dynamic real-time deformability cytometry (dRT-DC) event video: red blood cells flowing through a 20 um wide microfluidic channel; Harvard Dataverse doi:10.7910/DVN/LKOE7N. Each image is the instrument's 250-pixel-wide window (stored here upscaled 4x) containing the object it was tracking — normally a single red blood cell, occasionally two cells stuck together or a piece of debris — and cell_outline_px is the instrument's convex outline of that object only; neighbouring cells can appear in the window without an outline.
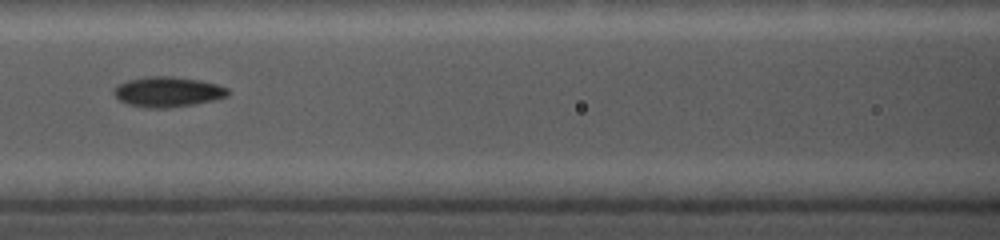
{"species": "common noctule bat (a hibernating species)", "species_latin": "Nyctalus noctula", "temperature_condition": "cold", "stored_images_in_passage": 16, "camera_frame_rate_fps": 5000, "um_per_image_px": 0.085, "animal": {"sex": "female", "body_mass_g": 19.0, "forearm_length_mm": 56.7}, "frame": {"image": 1, "passage_image": 5, "time_ms": 4.0, "image_size_px": [1000, 240], "cell_outline_px": [[228, 96], [212, 100], [192, 104], [164, 108], [148, 108], [128, 104], [120, 100], [112, 92], [120, 84], [128, 80], [144, 76], [172, 76], [200, 80], [216, 84], [228, 88]], "centroid_in_image_um": [14.25, 7.79], "position_along_channel_um": 152.3, "area_um2": 19.83}}
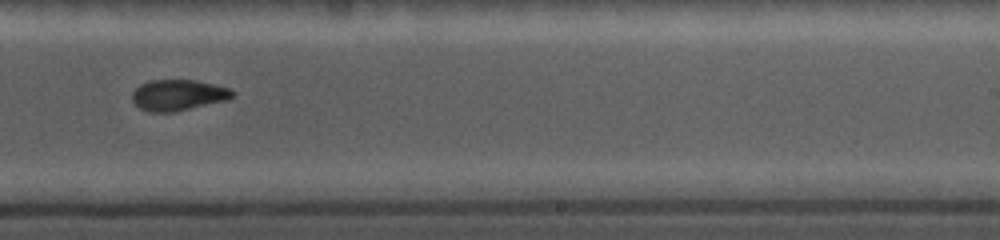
{"frame": {"image": 2, "passage_image": 10, "time_ms": 7.2, "image_size_px": [1000, 240], "cell_outline_px": [[236, 92], [228, 100], [172, 112], [148, 112], [140, 108], [132, 100], [132, 92], [140, 84], [148, 80], [196, 80], [216, 84], [228, 88]], "centroid_in_image_um": [15.14, 8.07], "position_along_channel_um": 273.9, "area_um2": 18.15}}
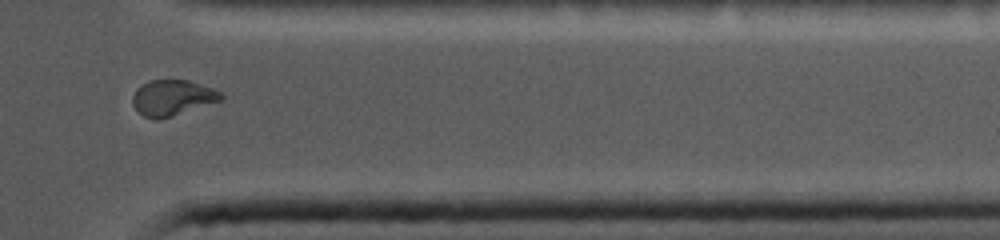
{"frame": {"image": 3, "passage_image": 13, "time_ms": 10.4, "image_size_px": [1000, 240], "cell_outline_px": [[224, 96], [220, 100], [160, 120], [152, 120], [144, 116], [132, 104], [132, 96], [136, 88], [140, 84], [148, 80], [188, 80], [212, 88], [220, 92]], "centroid_in_image_um": [14.59, 8.3], "position_along_channel_um": 396.8, "area_um2": 18.32}}